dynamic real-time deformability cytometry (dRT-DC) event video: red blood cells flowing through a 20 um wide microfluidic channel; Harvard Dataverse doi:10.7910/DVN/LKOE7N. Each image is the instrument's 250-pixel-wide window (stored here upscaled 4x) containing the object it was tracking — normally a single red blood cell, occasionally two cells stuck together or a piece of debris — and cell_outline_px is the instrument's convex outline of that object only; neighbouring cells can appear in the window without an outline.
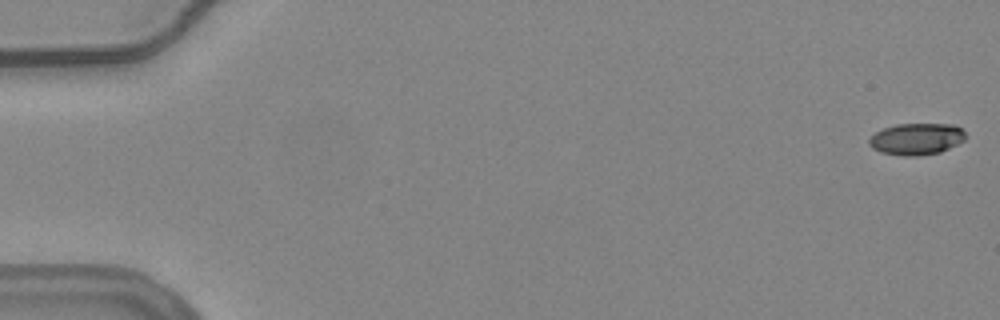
{"species": "common noctule bat (a hibernating species)", "species_latin": "Nyctalus noctula", "temperature_condition": "warm", "stored_images_in_passage": 56, "camera_frame_rate_fps": 3000, "um_per_image_px": 0.085, "animal": {"sex": "female", "body_mass_g": 24.6, "forearm_length_mm": 56.2}, "frame": {"image": 1, "passage_image": 1, "time_ms": 0.0, "image_size_px": [1000, 320], "cell_outline_px": [[964, 140], [940, 152], [916, 156], [904, 156], [880, 152], [872, 148], [868, 144], [868, 140], [876, 132], [884, 128], [896, 124], [952, 124], [960, 128], [964, 132]], "centroid_in_image_um": [77.86, 11.81], "position_along_channel_um": 7.1, "area_um2": 17.63}}
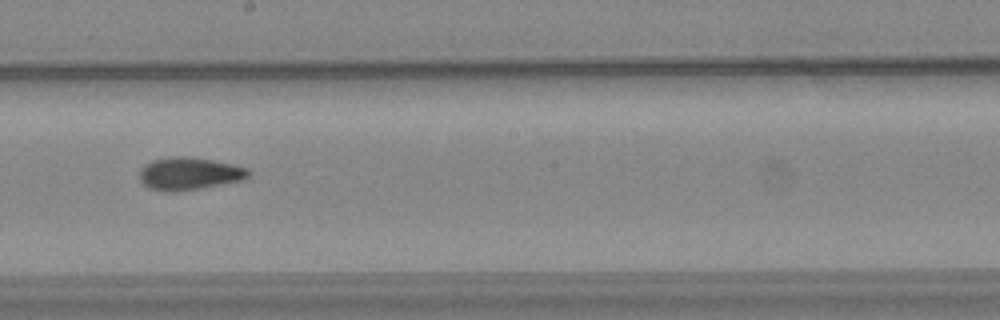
{"frame": {"image": 2, "passage_image": 32, "time_ms": 10.333, "image_size_px": [1000, 320], "cell_outline_px": [[252, 172], [244, 180], [200, 188], [172, 192], [168, 192], [148, 188], [140, 180], [140, 168], [144, 164], [152, 160], [172, 156], [188, 156], [212, 160], [232, 164], [248, 168]], "centroid_in_image_um": [16.08, 14.75], "position_along_channel_um": 232.1, "area_um2": 20.81}}
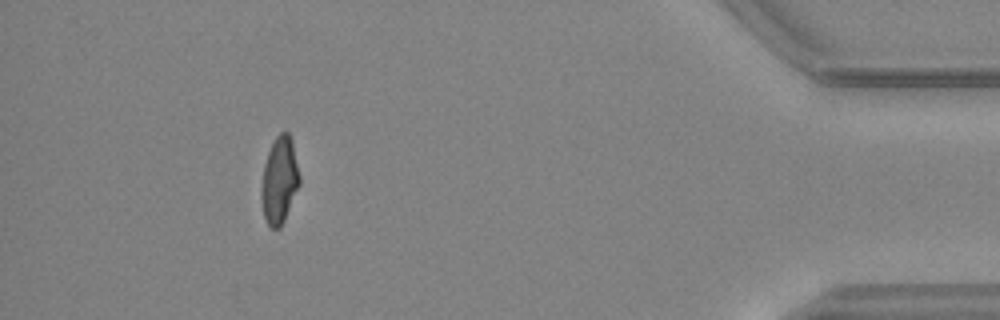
{"frame": {"image": 3, "passage_image": 51, "time_ms": 16.667, "image_size_px": [1000, 320], "cell_outline_px": [[300, 184], [284, 220], [280, 228], [272, 228], [268, 224], [264, 216], [260, 200], [260, 188], [264, 164], [268, 152], [276, 136], [280, 132], [288, 132], [292, 140], [300, 176]], "centroid_in_image_um": [23.74, 15.33], "position_along_channel_um": 411.5, "area_um2": 19.36}, "authors_computed_cell_mechanics": {"area_um2": 19.5942, "velocity_mm_per_s": 3.7616, "shape_relaxation_time_tau1_ms": null, "shape_relaxation_time_tau2_ms": 3.1834, "deformation_change_tau1": null, "deformation_change_tau2": 0.1033}}